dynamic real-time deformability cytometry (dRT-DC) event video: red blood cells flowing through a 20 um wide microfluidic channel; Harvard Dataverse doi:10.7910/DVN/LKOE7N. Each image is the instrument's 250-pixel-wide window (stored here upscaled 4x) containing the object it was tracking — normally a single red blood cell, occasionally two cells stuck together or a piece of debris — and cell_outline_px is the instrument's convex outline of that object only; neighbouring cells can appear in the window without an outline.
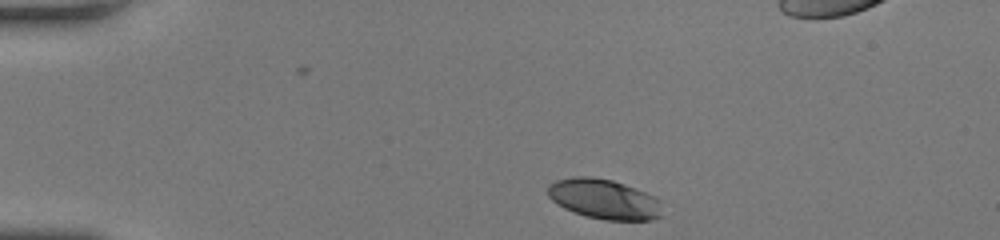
{"species": "human", "species_latin": "Homo sapiens", "temperature_condition": "room temperature", "stored_images_in_passage": 34, "camera_frame_rate_fps": 3000, "um_per_image_px": 0.085, "donor": {"sex": "female"}, "frame": {"image": 1, "passage_image": 1, "time_ms": 0.0, "image_size_px": [1000, 240], "cell_outline_px": [[660, 216], [652, 220], [604, 220], [584, 216], [572, 212], [564, 208], [552, 200], [548, 196], [548, 184], [556, 180], [572, 176], [588, 176], [612, 180], [636, 188], [656, 196], [660, 200]], "centroid_in_image_um": [51.33, 16.92], "position_along_channel_um": 33.7, "area_um2": 26.82}}
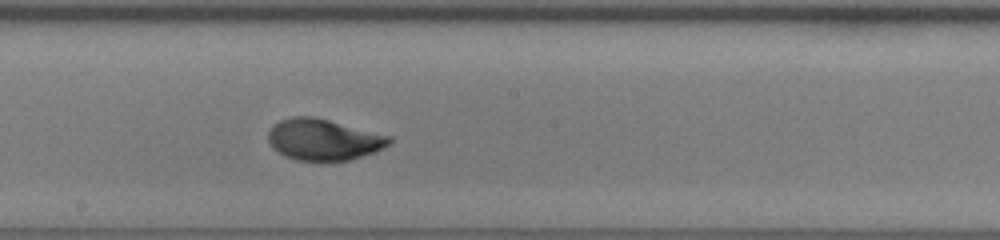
{"frame": {"image": 2, "passage_image": 19, "time_ms": 6.0, "image_size_px": [1000, 240], "cell_outline_px": [[392, 140], [388, 144], [376, 152], [348, 160], [296, 160], [284, 156], [272, 148], [268, 140], [268, 132], [280, 120], [292, 116], [312, 116], [392, 136]], "centroid_in_image_um": [27.49, 11.86], "position_along_channel_um": 220.7, "area_um2": 28.9}}
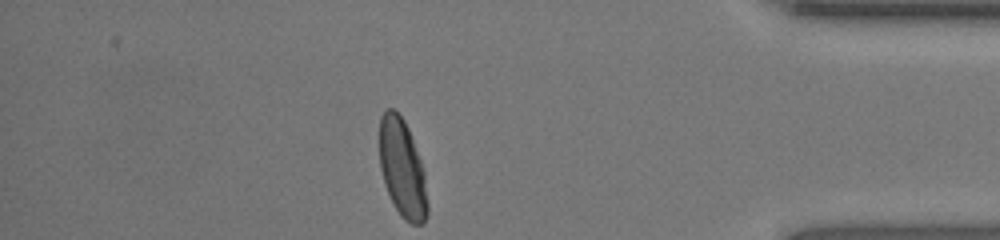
{"frame": {"image": 3, "passage_image": 34, "time_ms": 11.0, "image_size_px": [1000, 240], "cell_outline_px": [[428, 216], [420, 224], [412, 224], [404, 220], [400, 216], [388, 192], [380, 168], [380, 116], [388, 108], [392, 108], [404, 120], [408, 128], [424, 168], [428, 204]], "centroid_in_image_um": [34.22, 14.34], "position_along_channel_um": 401.0, "area_um2": 27.34}, "authors_computed_cell_mechanics": {"area_um2": 28.2642, "velocity_mm_per_s": 4.2286, "shape_relaxation_time_tau1_ms": 3.967, "shape_relaxation_time_tau2_ms": 0.8344, "deformation_change_tau1": 0.184, "deformation_change_tau2": 0.0505}}